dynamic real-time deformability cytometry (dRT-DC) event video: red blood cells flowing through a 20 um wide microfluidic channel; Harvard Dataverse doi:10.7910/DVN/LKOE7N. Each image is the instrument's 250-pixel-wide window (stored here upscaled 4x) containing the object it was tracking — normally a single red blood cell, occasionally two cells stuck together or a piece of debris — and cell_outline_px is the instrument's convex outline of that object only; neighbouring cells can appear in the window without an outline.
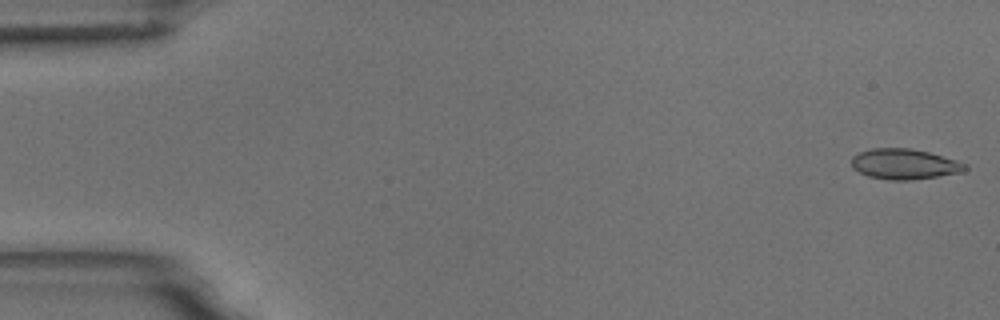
{"species": "common noctule bat (a hibernating species)", "species_latin": "Nyctalus noctula", "temperature_condition": "room temperature", "stored_images_in_passage": 48, "camera_frame_rate_fps": 3000, "um_per_image_px": 0.085, "animal": {"sex": "male", "body_mass_g": 18.8}, "frame": {"image": 1, "passage_image": 1, "time_ms": 0.0, "image_size_px": [1000, 320], "cell_outline_px": [[968, 168], [964, 172], [908, 180], [888, 180], [868, 176], [852, 168], [852, 156], [860, 152], [872, 148], [912, 148], [928, 152], [956, 160], [968, 164]], "centroid_in_image_um": [76.88, 13.94], "position_along_channel_um": 8.1, "area_um2": 20.11}}
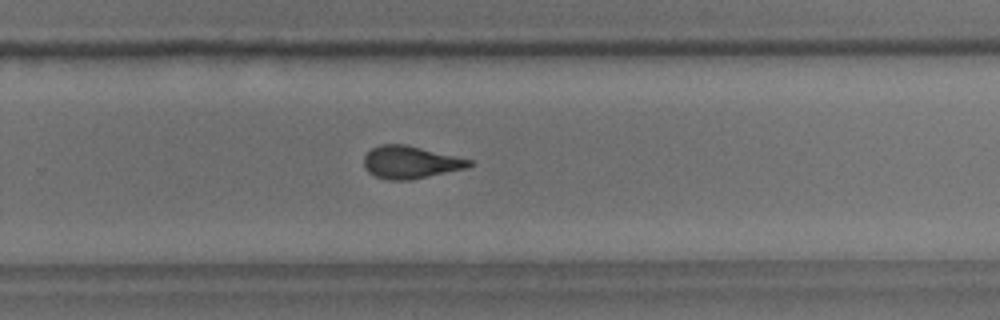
{"frame": {"image": 2, "passage_image": 35, "time_ms": 11.333, "image_size_px": [1000, 320], "cell_outline_px": [[476, 164], [468, 168], [412, 180], [388, 180], [376, 176], [368, 172], [364, 168], [364, 156], [372, 148], [380, 144], [404, 144], [472, 160]], "centroid_in_image_um": [34.9, 13.8], "position_along_channel_um": 294.9, "area_um2": 20.06}}
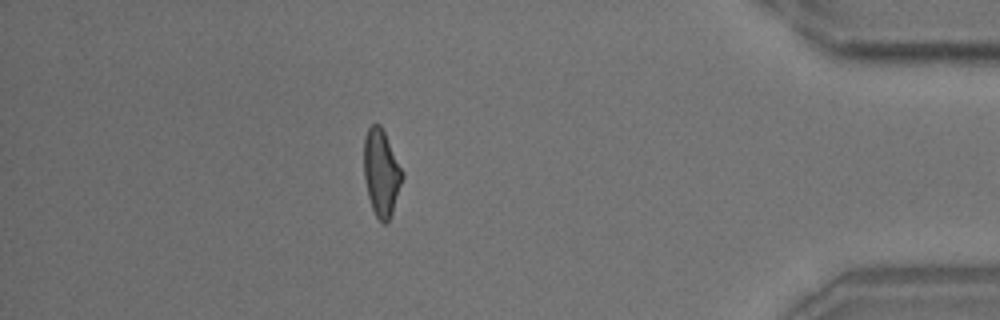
{"frame": {"image": 3, "passage_image": 47, "time_ms": 15.333, "image_size_px": [1000, 320], "cell_outline_px": [[404, 176], [392, 212], [388, 220], [384, 224], [376, 216], [372, 208], [368, 196], [364, 176], [364, 136], [368, 128], [372, 124], [380, 124], [404, 172]], "centroid_in_image_um": [32.41, 14.66], "position_along_channel_um": 402.8, "area_um2": 19.25}}